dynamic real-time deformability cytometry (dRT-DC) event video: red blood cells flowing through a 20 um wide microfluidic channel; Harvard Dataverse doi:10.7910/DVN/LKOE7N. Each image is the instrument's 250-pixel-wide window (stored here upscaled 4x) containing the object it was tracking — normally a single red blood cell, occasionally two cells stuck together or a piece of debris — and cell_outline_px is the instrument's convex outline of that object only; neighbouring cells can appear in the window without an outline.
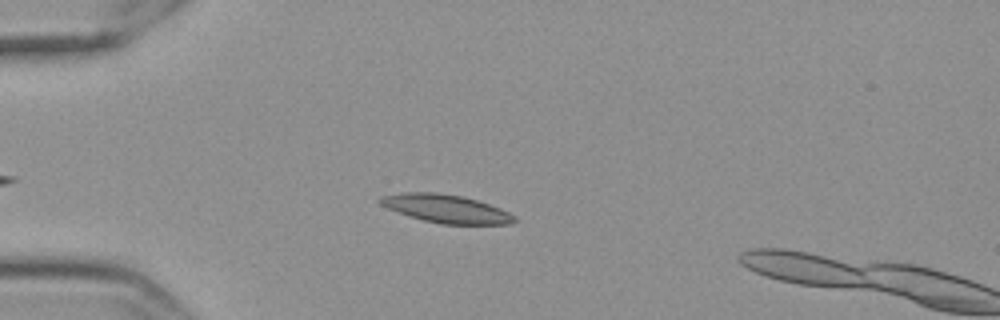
{"species": "Egyptian fruit bat (a non-hibernating species)", "species_latin": "Rousettus aegyptiacus", "temperature_condition": "cold", "stored_images_in_passage": 12, "camera_frame_rate_fps": 3000, "um_per_image_px": 0.085, "frame": {"image": 1, "passage_image": 9, "time_ms": 2.667, "image_size_px": [1000, 320], "cell_outline_px": [[516, 220], [512, 224], [440, 224], [408, 216], [388, 208], [380, 204], [376, 200], [380, 196], [400, 192], [436, 192], [464, 196], [500, 208], [516, 216]], "centroid_in_image_um": [37.88, 17.73], "position_along_channel_um": 47.1, "area_um2": 22.2}}